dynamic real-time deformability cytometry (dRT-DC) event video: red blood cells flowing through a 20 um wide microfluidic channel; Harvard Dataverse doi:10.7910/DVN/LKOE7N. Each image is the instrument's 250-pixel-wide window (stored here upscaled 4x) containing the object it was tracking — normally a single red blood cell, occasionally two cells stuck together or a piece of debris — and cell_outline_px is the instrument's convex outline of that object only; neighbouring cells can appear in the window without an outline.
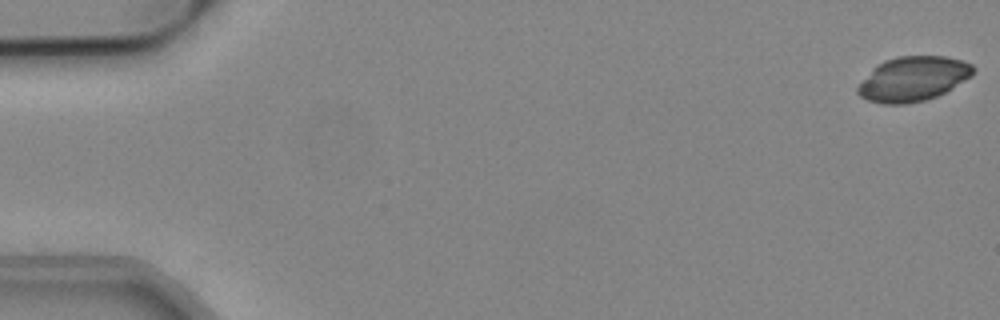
{"species": "common noctule bat (a hibernating species)", "species_latin": "Nyctalus noctula", "temperature_condition": "cold", "stored_images_in_passage": 14, "camera_frame_rate_fps": 3000, "um_per_image_px": 0.085, "animal": {"sex": "male", "body_mass_g": 19.2, "forearm_length_mm": 51.8}, "frame": {"image": 1, "passage_image": 1, "time_ms": 0.0, "image_size_px": [1000, 320], "cell_outline_px": [[976, 68], [972, 76], [952, 88], [936, 96], [924, 100], [908, 104], [884, 104], [868, 100], [860, 96], [856, 92], [856, 88], [872, 68], [876, 64], [884, 60], [896, 56], [944, 56], [960, 60], [972, 64]], "centroid_in_image_um": [77.6, 6.7], "position_along_channel_um": 7.4, "area_um2": 30.11}}